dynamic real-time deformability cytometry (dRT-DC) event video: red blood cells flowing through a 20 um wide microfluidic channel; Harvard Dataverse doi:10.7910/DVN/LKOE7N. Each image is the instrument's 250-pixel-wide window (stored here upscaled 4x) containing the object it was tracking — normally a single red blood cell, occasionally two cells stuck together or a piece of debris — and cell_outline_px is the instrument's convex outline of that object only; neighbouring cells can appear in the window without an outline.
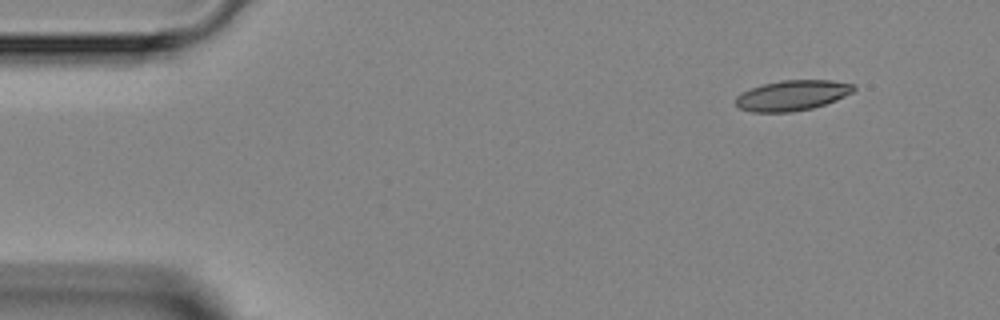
{"species": "Egyptian fruit bat (a non-hibernating species)", "species_latin": "Rousettus aegyptiacus", "temperature_condition": "room temperature", "stored_images_in_passage": 4, "camera_frame_rate_fps": 3000, "um_per_image_px": 0.085, "animal": {"sex": "female"}, "frame": {"image": 1, "passage_image": 1, "time_ms": 0.0, "image_size_px": [1000, 320], "cell_outline_px": [[856, 88], [852, 92], [836, 100], [812, 108], [792, 112], [752, 112], [740, 108], [736, 104], [736, 96], [752, 88], [764, 84], [780, 80], [832, 80], [856, 84]], "centroid_in_image_um": [67.37, 8.1], "position_along_channel_um": 17.6, "area_um2": 20.75}}